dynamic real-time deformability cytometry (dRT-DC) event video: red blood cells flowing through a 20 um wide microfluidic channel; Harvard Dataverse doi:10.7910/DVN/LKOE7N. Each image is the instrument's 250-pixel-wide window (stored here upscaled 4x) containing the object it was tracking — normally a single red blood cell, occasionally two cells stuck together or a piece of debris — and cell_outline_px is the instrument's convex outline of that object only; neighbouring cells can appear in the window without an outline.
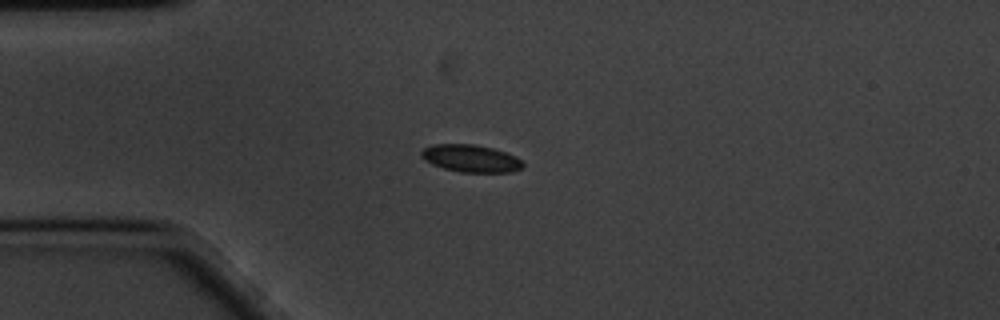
{"species": "common noctule bat (a hibernating species)", "species_latin": "Nyctalus noctula", "temperature_condition": "cold", "stored_images_in_passage": 46, "camera_frame_rate_fps": 3000, "um_per_image_px": 0.085, "animal": {"sex": "male", "body_mass_g": 20.1, "forearm_length_mm": 53.5}, "frame": {"image": 1, "passage_image": 1, "time_ms": 0.0, "image_size_px": [1000, 320], "cell_outline_px": [[524, 164], [520, 168], [512, 172], [460, 172], [444, 168], [432, 164], [424, 160], [420, 156], [420, 152], [424, 148], [432, 144], [476, 144], [492, 148], [516, 156]], "centroid_in_image_um": [39.98, 13.46], "position_along_channel_um": 45.0, "area_um2": 16.18}}
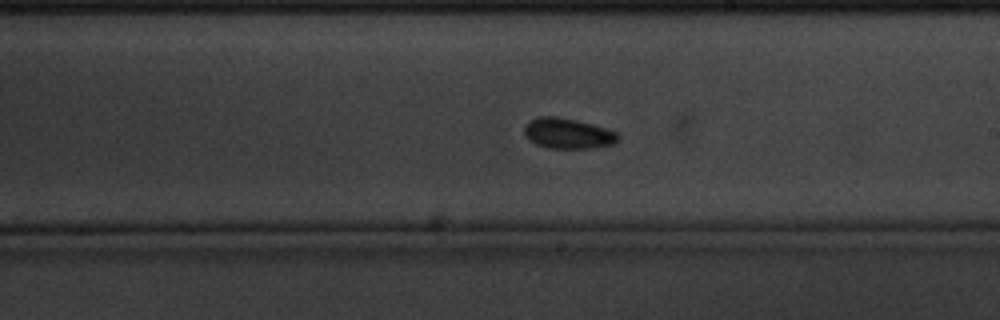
{"frame": {"image": 2, "passage_image": 20, "time_ms": 6.333, "image_size_px": [1000, 320], "cell_outline_px": [[620, 140], [616, 144], [596, 148], [548, 148], [536, 144], [528, 140], [524, 132], [524, 128], [532, 120], [540, 116], [556, 116], [576, 120], [608, 128], [620, 132]], "centroid_in_image_um": [48.37, 11.35], "position_along_channel_um": 240.6, "area_um2": 16.94}}
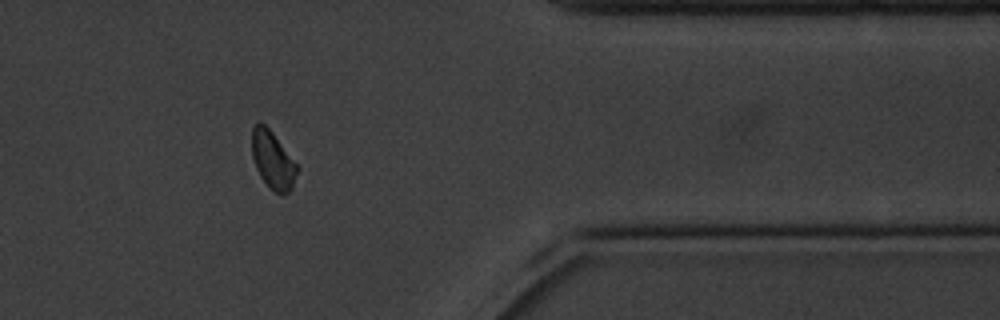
{"frame": {"image": 3, "passage_image": 35, "time_ms": 11.333, "image_size_px": [1000, 320], "cell_outline_px": [[296, 172], [292, 188], [284, 196], [276, 192], [260, 176], [256, 168], [252, 156], [252, 128], [260, 120], [272, 132], [296, 164]], "centroid_in_image_um": [23.15, 13.59], "position_along_channel_um": 388.2, "area_um2": 14.68}, "authors_computed_cell_mechanics": {"area_um2": 15.4037, "velocity_mm_per_s": 3.3379, "shape_relaxation_time_tau1_ms": null, "shape_relaxation_time_tau2_ms": 11.2012, "deformation_change_tau1": null, "deformation_change_tau2": 0.121}}